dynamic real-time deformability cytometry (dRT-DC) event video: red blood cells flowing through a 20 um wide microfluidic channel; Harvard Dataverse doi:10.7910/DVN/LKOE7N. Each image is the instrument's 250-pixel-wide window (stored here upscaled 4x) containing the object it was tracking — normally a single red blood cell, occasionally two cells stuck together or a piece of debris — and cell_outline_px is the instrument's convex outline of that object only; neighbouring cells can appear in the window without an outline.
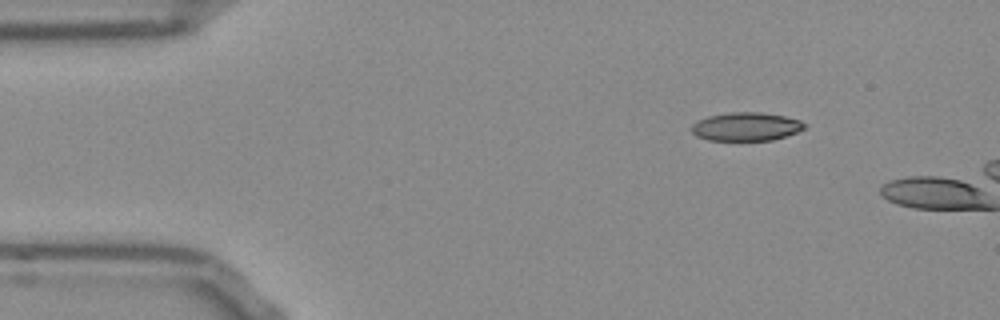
{"species": "Egyptian fruit bat (a non-hibernating species)", "species_latin": "Rousettus aegyptiacus", "temperature_condition": "room temperature", "stored_images_in_passage": 7, "camera_frame_rate_fps": 3000, "um_per_image_px": 0.085, "frame": {"image": 1, "passage_image": 1, "time_ms": 0.0, "image_size_px": [1000, 320], "cell_outline_px": [[808, 124], [804, 128], [796, 132], [772, 140], [708, 140], [696, 136], [692, 132], [692, 124], [696, 120], [708, 116], [728, 112], [760, 112], [784, 116], [800, 120]], "centroid_in_image_um": [63.4, 10.75], "position_along_channel_um": 21.6, "area_um2": 18.73}}